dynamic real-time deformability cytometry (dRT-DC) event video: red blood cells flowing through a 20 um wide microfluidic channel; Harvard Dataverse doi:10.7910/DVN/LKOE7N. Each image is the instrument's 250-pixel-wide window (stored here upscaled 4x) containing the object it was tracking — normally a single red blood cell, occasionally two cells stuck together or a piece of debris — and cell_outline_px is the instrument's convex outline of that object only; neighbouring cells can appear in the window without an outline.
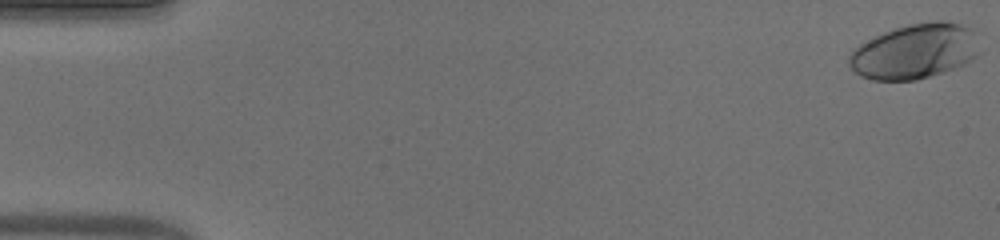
{"species": "human", "species_latin": "Homo sapiens", "temperature_condition": "warm", "stored_images_in_passage": 55, "camera_frame_rate_fps": 3000, "um_per_image_px": 0.085, "donor": {"sex": "male"}, "frame": {"image": 1, "passage_image": 1, "time_ms": 0.0, "image_size_px": [1000, 240], "cell_outline_px": [[980, 32], [976, 56], [952, 68], [916, 80], [872, 80], [860, 76], [848, 64], [848, 56], [860, 44], [892, 28], [908, 24], [936, 20], [944, 20], [980, 28]], "centroid_in_image_um": [77.8, 4.32], "position_along_channel_um": 7.2, "area_um2": 42.02}}
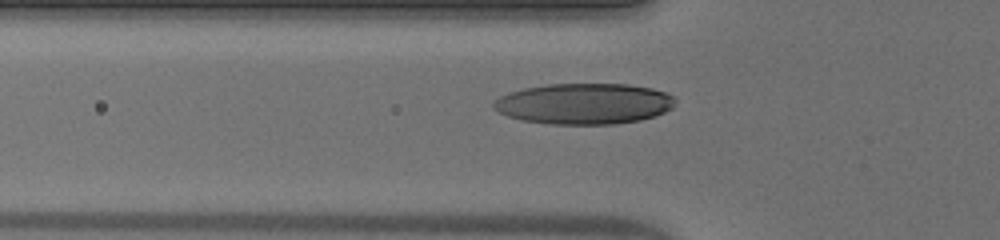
{"frame": {"image": 2, "passage_image": 19, "time_ms": 6.0, "image_size_px": [1000, 240], "cell_outline_px": [[676, 100], [672, 108], [664, 112], [640, 120], [612, 124], [552, 124], [524, 120], [508, 116], [492, 108], [492, 104], [500, 96], [524, 88], [548, 84], [628, 84], [652, 88], [664, 92], [672, 96]], "centroid_in_image_um": [49.65, 8.81], "position_along_channel_um": 76.1, "area_um2": 43.0}}
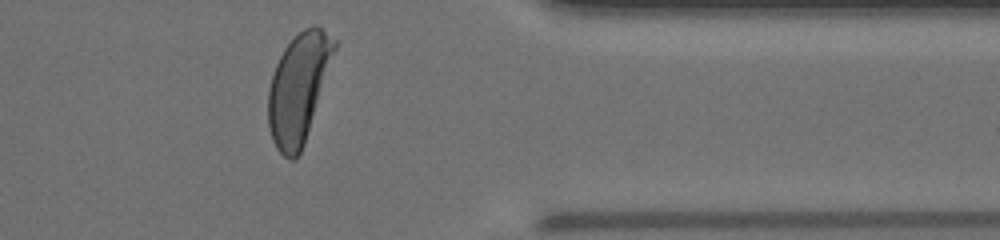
{"frame": {"image": 3, "passage_image": 44, "time_ms": 14.333, "image_size_px": [1000, 240], "cell_outline_px": [[336, 48], [304, 144], [300, 152], [292, 160], [288, 160], [276, 148], [272, 140], [268, 128], [268, 88], [276, 64], [284, 48], [304, 28], [312, 24], [316, 24], [336, 40]], "centroid_in_image_um": [25.35, 7.49], "position_along_channel_um": 386.0, "area_um2": 41.56}, "authors_computed_cell_mechanics": {"area_um2": 41.7316, "velocity_mm_per_s": 3.8804, "shape_relaxation_time_tau1_ms": 3.1419, "shape_relaxation_time_tau2_ms": null, "deformation_change_tau1": 0.1982, "deformation_change_tau2": null}}